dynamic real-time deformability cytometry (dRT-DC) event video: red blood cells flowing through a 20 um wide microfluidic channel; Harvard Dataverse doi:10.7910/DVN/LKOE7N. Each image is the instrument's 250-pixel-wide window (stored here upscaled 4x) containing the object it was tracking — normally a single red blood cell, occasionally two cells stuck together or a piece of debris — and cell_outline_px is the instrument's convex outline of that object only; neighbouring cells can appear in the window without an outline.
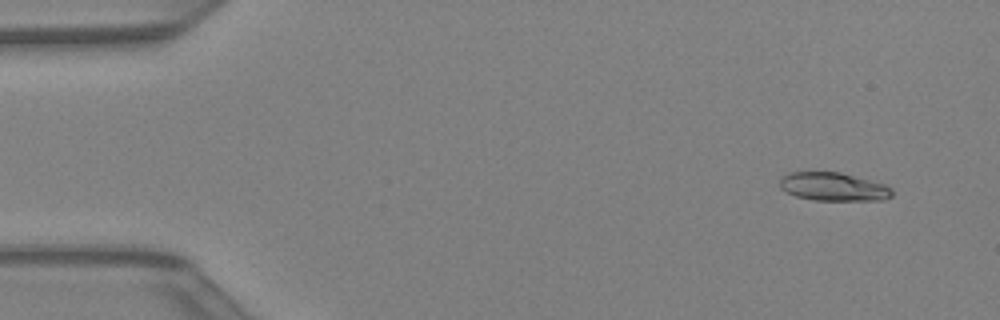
{"species": "Egyptian fruit bat (a non-hibernating species)", "species_latin": "Rousettus aegyptiacus", "temperature_condition": "warm", "stored_images_in_passage": 43, "camera_frame_rate_fps": 3000, "um_per_image_px": 0.085, "animal": {"sex": "female"}, "frame": {"image": 1, "passage_image": 4, "time_ms": 1.0, "image_size_px": [1000, 320], "cell_outline_px": [[892, 196], [884, 200], [816, 200], [796, 196], [784, 192], [780, 188], [780, 180], [788, 172], [840, 172], [884, 184], [892, 188]], "centroid_in_image_um": [70.83, 15.87], "position_along_channel_um": 14.2, "area_um2": 18.5}}
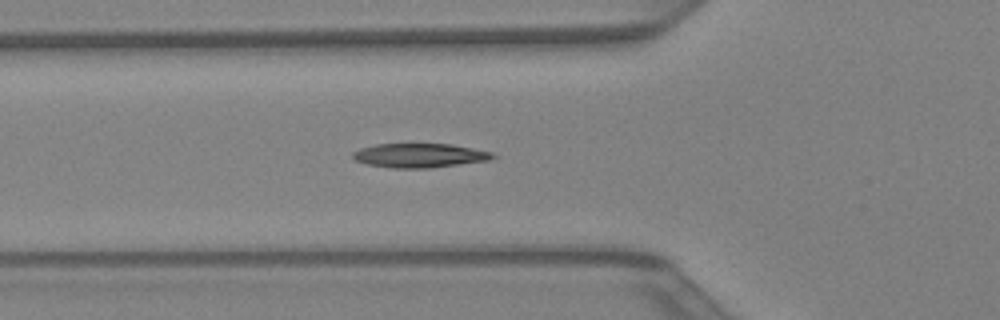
{"frame": {"image": 2, "passage_image": 16, "time_ms": 5.0, "image_size_px": [1000, 320], "cell_outline_px": [[500, 156], [488, 160], [428, 168], [392, 168], [368, 164], [356, 160], [352, 156], [352, 152], [360, 148], [376, 144], [452, 144], [492, 152]], "centroid_in_image_um": [35.67, 13.21], "position_along_channel_um": 90.1, "area_um2": 19.59}}
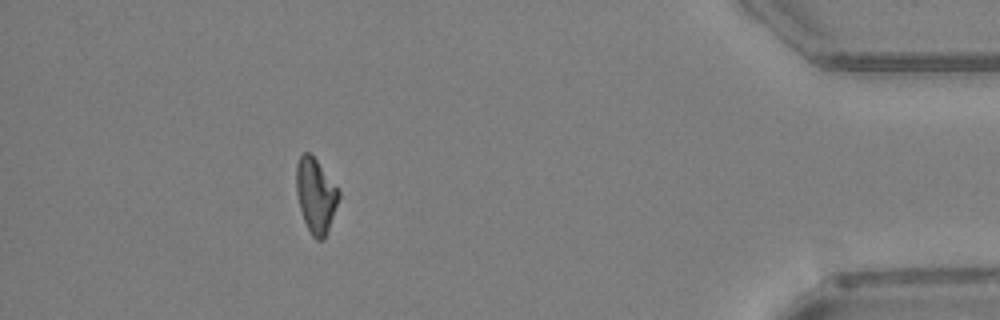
{"frame": {"image": 3, "passage_image": 39, "time_ms": 12.667, "image_size_px": [1000, 320], "cell_outline_px": [[340, 196], [328, 232], [324, 240], [316, 240], [312, 236], [304, 220], [300, 208], [296, 192], [296, 164], [300, 156], [304, 152], [308, 152], [316, 160], [340, 188]], "centroid_in_image_um": [26.86, 16.63], "position_along_channel_um": 408.3, "area_um2": 18.61}}